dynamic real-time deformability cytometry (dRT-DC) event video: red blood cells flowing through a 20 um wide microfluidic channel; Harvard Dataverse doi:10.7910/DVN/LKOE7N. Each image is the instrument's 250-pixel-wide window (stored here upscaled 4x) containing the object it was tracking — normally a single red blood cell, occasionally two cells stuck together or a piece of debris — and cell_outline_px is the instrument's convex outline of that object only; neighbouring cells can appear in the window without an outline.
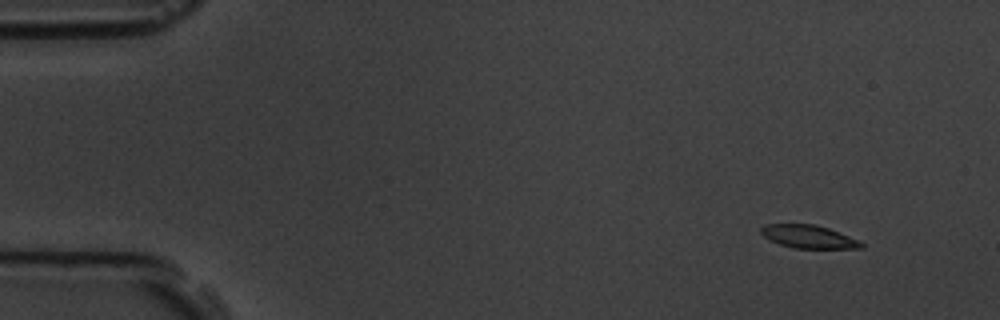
{"species": "common noctule bat (a hibernating species)", "species_latin": "Nyctalus noctula", "temperature_condition": "room temperature", "stored_images_in_passage": 5, "camera_frame_rate_fps": 3000, "um_per_image_px": 0.085, "animal": {"sex": "male", "body_mass_g": 19.5, "forearm_length_mm": 54.6}, "frame": {"image": 1, "passage_image": 2, "time_ms": 1.0, "image_size_px": [1000, 320], "cell_outline_px": [[864, 248], [792, 248], [780, 244], [764, 236], [760, 232], [760, 228], [764, 224], [816, 224], [828, 228], [848, 236], [864, 244]], "centroid_in_image_um": [68.7, 20.11], "position_along_channel_um": 16.3, "area_um2": 13.29}}
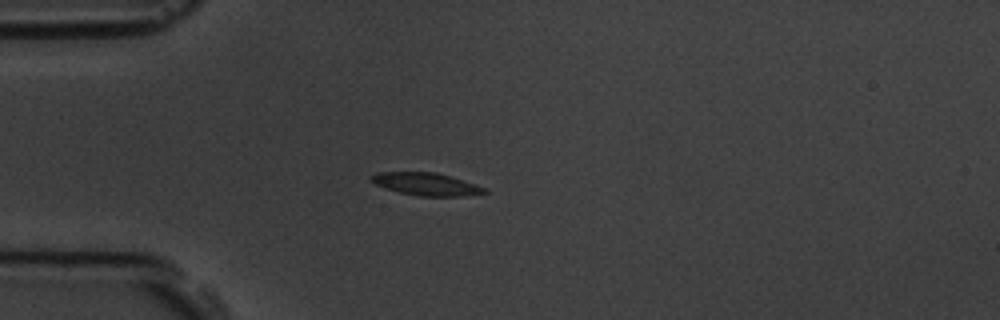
{"frame": {"image": 2, "passage_image": 5, "time_ms": 4.333, "image_size_px": [1000, 320], "cell_outline_px": [[488, 192], [460, 196], [420, 196], [400, 192], [384, 188], [368, 180], [368, 176], [380, 172], [436, 172], [476, 184], [484, 188]], "centroid_in_image_um": [36.16, 15.64], "position_along_channel_um": 48.8, "area_um2": 14.8}}